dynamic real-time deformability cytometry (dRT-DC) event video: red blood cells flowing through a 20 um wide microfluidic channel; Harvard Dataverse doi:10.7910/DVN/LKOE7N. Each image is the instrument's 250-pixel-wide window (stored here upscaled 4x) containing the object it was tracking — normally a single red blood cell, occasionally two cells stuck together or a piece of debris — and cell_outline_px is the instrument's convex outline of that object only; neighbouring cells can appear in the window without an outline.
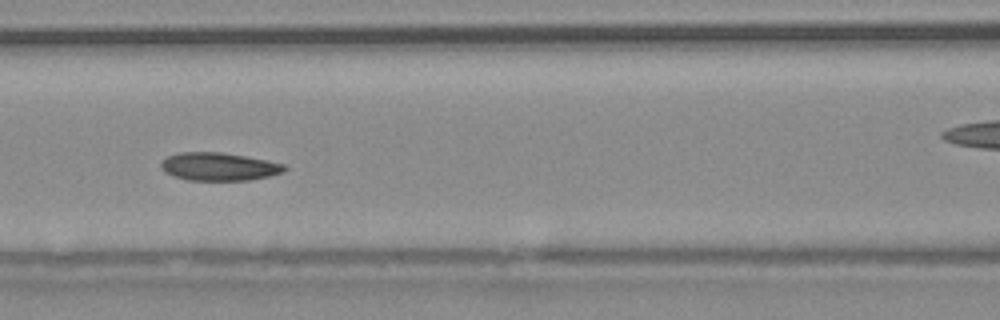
{"species": "common noctule bat (a hibernating species)", "species_latin": "Nyctalus noctula", "temperature_condition": "warm", "stored_images_in_passage": 55, "camera_frame_rate_fps": 3000, "um_per_image_px": 0.085, "animal": {"sex": "male", "body_mass_g": 20.4}, "frame": {"image": 1, "passage_image": 24, "time_ms": 7.667, "image_size_px": [1000, 320], "cell_outline_px": [[288, 168], [284, 172], [268, 176], [248, 180], [188, 180], [172, 176], [164, 172], [160, 168], [160, 160], [168, 156], [180, 152], [220, 152], [268, 160], [284, 164]], "centroid_in_image_um": [18.57, 14.16], "position_along_channel_um": 148.0, "area_um2": 20.29}, "authors_computed_cell_mechanics": {"area_um2": 20.2878, "velocity_mm_per_s": 3.7846, "shape_relaxation_time_tau1_ms": 5.2504, "shape_relaxation_time_tau2_ms": 6.5084, "deformation_change_tau1": 0.1022, "deformation_change_tau2": 0.1041}}